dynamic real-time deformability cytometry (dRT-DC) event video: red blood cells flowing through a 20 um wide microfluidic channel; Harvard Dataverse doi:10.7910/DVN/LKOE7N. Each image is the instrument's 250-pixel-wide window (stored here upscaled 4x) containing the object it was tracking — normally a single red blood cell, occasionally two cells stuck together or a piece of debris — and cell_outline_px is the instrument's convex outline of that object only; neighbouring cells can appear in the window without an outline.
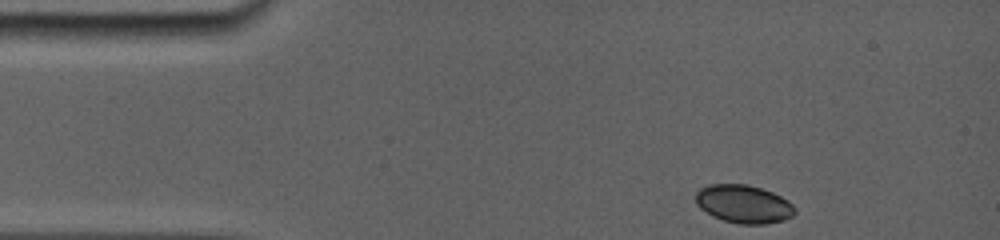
{"species": "common noctule bat (a hibernating species)", "species_latin": "Nyctalus noctula", "temperature_condition": "room temperature", "stored_images_in_passage": 44, "camera_frame_rate_fps": 5000, "um_per_image_px": 0.085, "animal": {"sex": "female", "body_mass_g": 19.0, "forearm_length_mm": 56.7}, "frame": {"image": 1, "passage_image": 1, "time_ms": 0.0, "image_size_px": [1000, 240], "cell_outline_px": [[796, 212], [792, 216], [784, 220], [764, 224], [740, 224], [724, 220], [712, 216], [700, 208], [696, 204], [696, 192], [700, 188], [708, 184], [744, 184], [760, 188], [772, 192], [788, 200], [796, 208]], "centroid_in_image_um": [63.21, 17.34], "position_along_channel_um": 21.8, "area_um2": 22.08}}
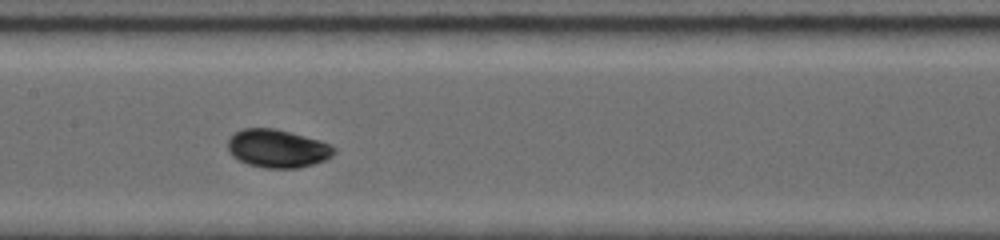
{"frame": {"image": 2, "passage_image": 19, "time_ms": 6.0, "image_size_px": [1000, 240], "cell_outline_px": [[336, 152], [332, 156], [324, 160], [312, 164], [296, 168], [264, 168], [248, 164], [232, 156], [228, 148], [228, 140], [236, 132], [244, 128], [272, 128], [288, 132], [316, 140], [328, 144]], "centroid_in_image_um": [23.54, 12.64], "position_along_channel_um": 183.9, "area_um2": 23.06}}
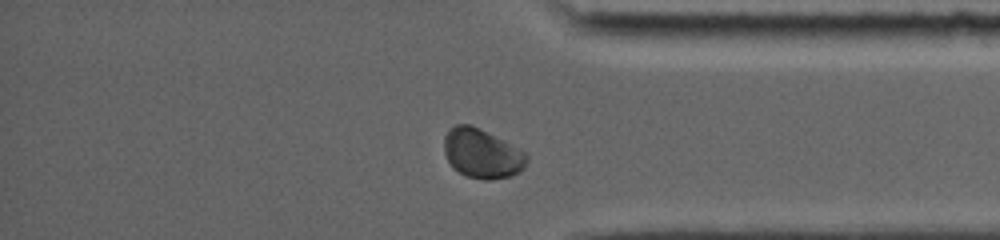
{"frame": {"image": 3, "passage_image": 38, "time_ms": 11.6, "image_size_px": [1000, 240], "cell_outline_px": [[528, 160], [524, 168], [520, 172], [512, 176], [488, 180], [484, 180], [464, 176], [452, 168], [444, 152], [444, 136], [448, 128], [456, 124], [472, 124], [528, 152]], "centroid_in_image_um": [40.98, 13.05], "position_along_channel_um": 394.2, "area_um2": 24.39}, "authors_computed_cell_mechanics": {"area_um2": 23.0044, "velocity_mm_per_s": 3.7882, "shape_relaxation_time_tau1_ms": 2.4361, "shape_relaxation_time_tau2_ms": 2.853, "deformation_change_tau1": 0.0843, "deformation_change_tau2": 0.0416}}